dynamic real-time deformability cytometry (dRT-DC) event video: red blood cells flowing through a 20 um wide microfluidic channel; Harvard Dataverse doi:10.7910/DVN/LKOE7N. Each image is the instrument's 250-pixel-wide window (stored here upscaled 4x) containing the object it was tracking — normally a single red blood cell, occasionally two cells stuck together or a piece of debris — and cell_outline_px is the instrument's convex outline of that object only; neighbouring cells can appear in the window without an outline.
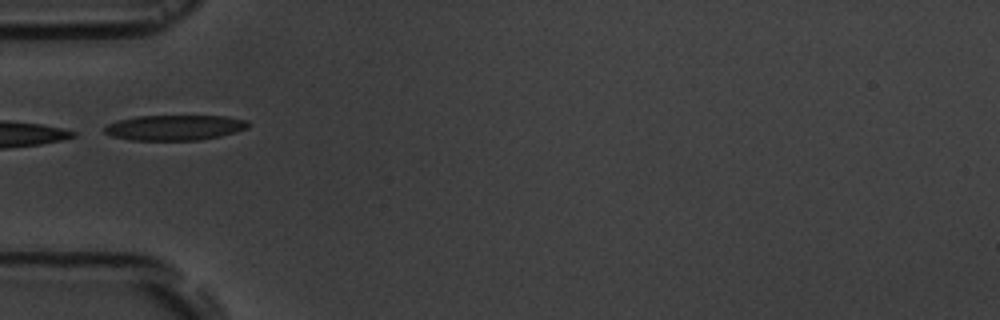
{"species": "common noctule bat (a hibernating species)", "species_latin": "Nyctalus noctula", "temperature_condition": "room temperature", "stored_images_in_passage": 7, "camera_frame_rate_fps": 3000, "um_per_image_px": 0.085, "animal": {"sex": "male", "body_mass_g": 19.5, "forearm_length_mm": 54.6}, "frame": {"image": 1, "passage_image": 5, "time_ms": 5.0, "image_size_px": [1000, 320], "cell_outline_px": [[248, 128], [236, 132], [220, 136], [200, 140], [132, 140], [112, 136], [104, 132], [104, 128], [108, 124], [116, 120], [136, 116], [224, 116], [248, 120]], "centroid_in_image_um": [14.84, 10.84], "position_along_channel_um": 70.2, "area_um2": 21.21}}
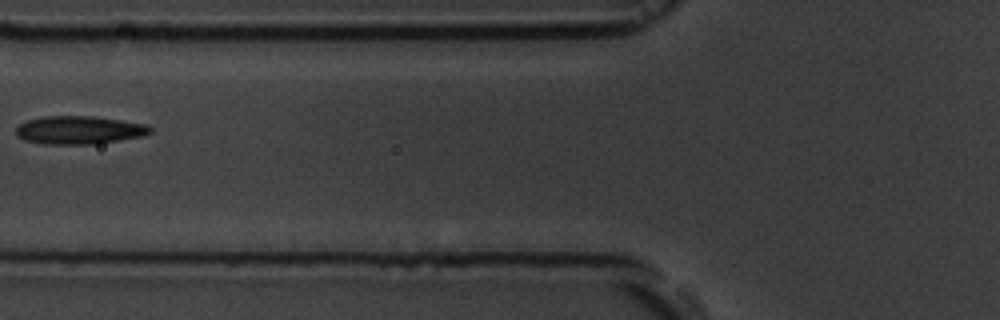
{"frame": {"image": 2, "passage_image": 6, "time_ms": 6.333, "image_size_px": [1000, 320], "cell_outline_px": [[152, 132], [140, 136], [92, 144], [44, 144], [24, 140], [16, 136], [16, 128], [20, 124], [28, 120], [44, 116], [92, 116], [120, 120], [144, 124], [152, 128]], "centroid_in_image_um": [6.67, 11.05], "position_along_channel_um": 119.1, "area_um2": 21.73}}
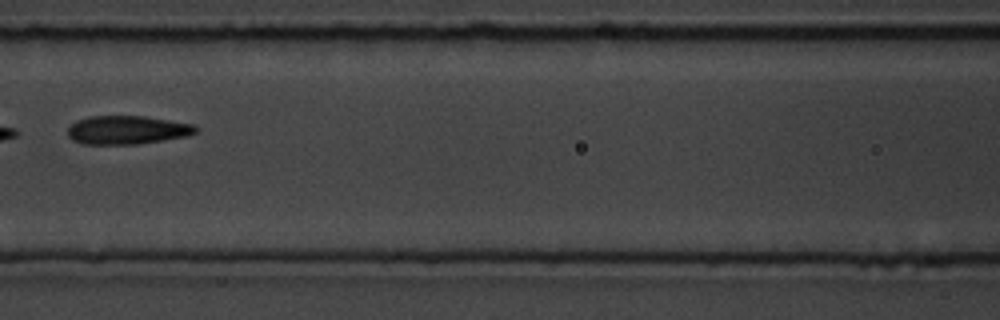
{"frame": {"image": 3, "passage_image": 7, "time_ms": 7.333, "image_size_px": [1000, 320], "cell_outline_px": [[200, 128], [196, 132], [188, 136], [136, 144], [84, 144], [72, 140], [68, 136], [68, 128], [76, 120], [88, 116], [144, 116], [196, 124]], "centroid_in_image_um": [10.83, 11.04], "position_along_channel_um": 155.8, "area_um2": 21.44}}